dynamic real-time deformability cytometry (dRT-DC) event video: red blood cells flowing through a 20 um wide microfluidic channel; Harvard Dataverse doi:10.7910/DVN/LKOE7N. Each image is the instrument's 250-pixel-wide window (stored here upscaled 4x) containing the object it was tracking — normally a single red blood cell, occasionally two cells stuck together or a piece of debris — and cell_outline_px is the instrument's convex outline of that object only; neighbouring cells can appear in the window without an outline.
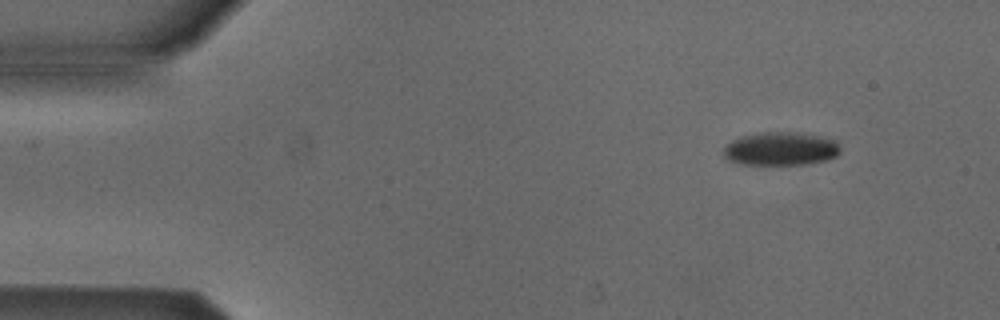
{"species": "Egyptian fruit bat (a non-hibernating species)", "species_latin": "Rousettus aegyptiacus", "temperature_condition": "cold", "stored_images_in_passage": 5, "camera_frame_rate_fps": 3000, "um_per_image_px": 0.085, "animal": {"sex": "male"}, "frame": {"image": 1, "passage_image": 1, "time_ms": 0.0, "image_size_px": [1000, 320], "cell_outline_px": [[840, 152], [836, 156], [828, 160], [812, 164], [740, 164], [728, 160], [724, 156], [724, 148], [732, 140], [740, 136], [760, 132], [800, 132], [820, 136], [836, 140], [840, 144]], "centroid_in_image_um": [66.4, 12.64], "position_along_channel_um": 18.6, "area_um2": 23.0}}
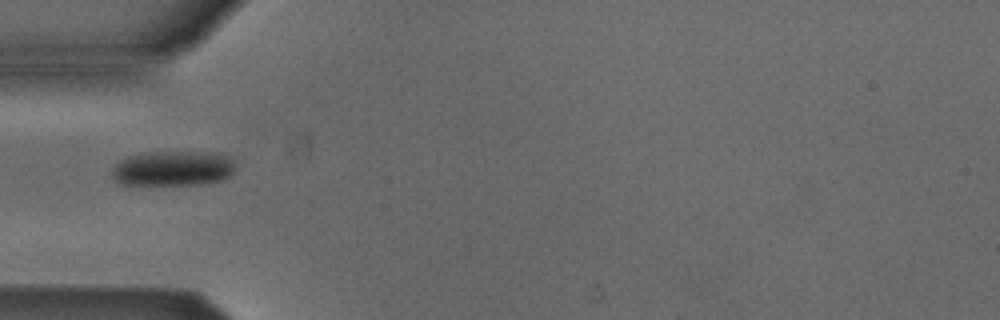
{"frame": {"image": 2, "passage_image": 4, "time_ms": 1.0, "image_size_px": [1000, 320], "cell_outline_px": [[236, 160], [232, 172], [224, 180], [200, 184], [120, 184], [112, 176], [112, 168], [120, 160], [128, 156], [152, 152], [220, 152]], "centroid_in_image_um": [14.75, 14.3], "position_along_channel_um": 70.3, "area_um2": 25.26}}
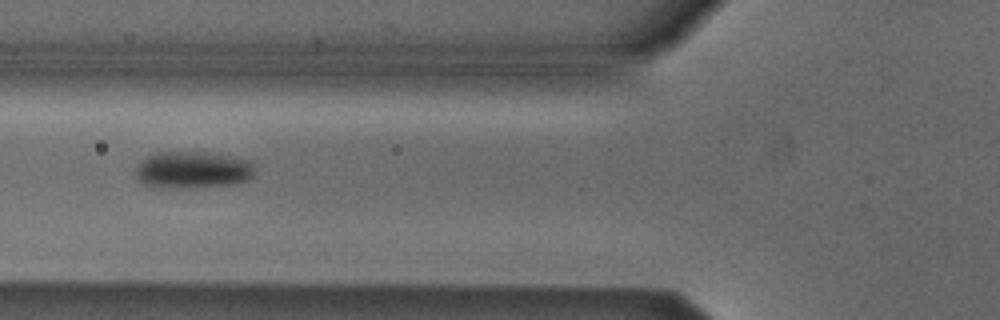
{"frame": {"image": 3, "passage_image": 5, "time_ms": 1.333, "image_size_px": [1000, 320], "cell_outline_px": [[256, 172], [248, 180], [240, 184], [164, 188], [152, 188], [144, 184], [136, 176], [136, 168], [140, 160], [156, 152], [208, 152], [236, 156], [252, 160]], "centroid_in_image_um": [16.43, 14.43], "position_along_channel_um": 109.4, "area_um2": 26.18}}